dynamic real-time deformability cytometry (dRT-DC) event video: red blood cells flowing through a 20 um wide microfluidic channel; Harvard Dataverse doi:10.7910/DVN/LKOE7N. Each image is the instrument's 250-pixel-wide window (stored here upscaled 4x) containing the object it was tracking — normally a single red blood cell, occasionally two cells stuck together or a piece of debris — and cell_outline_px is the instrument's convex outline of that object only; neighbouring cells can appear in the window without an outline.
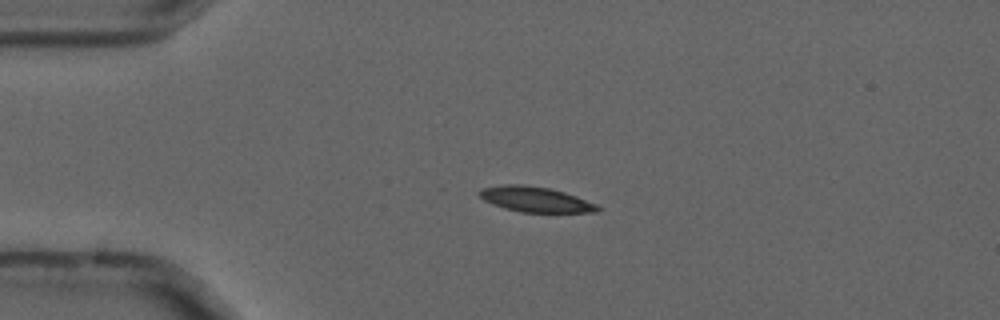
{"species": "common noctule bat (a hibernating species)", "species_latin": "Nyctalus noctula", "temperature_condition": "cold", "stored_images_in_passage": 54, "camera_frame_rate_fps": 3000, "um_per_image_px": 0.085, "animal": {"sex": "male", "forearm_length_mm": 52.5}, "frame": {"image": 1, "passage_image": 12, "time_ms": 3.667, "image_size_px": [1000, 320], "cell_outline_px": [[600, 212], [520, 212], [504, 208], [492, 204], [484, 200], [476, 192], [480, 188], [504, 184], [524, 184], [548, 188], [564, 192], [576, 196], [596, 204], [600, 208]], "centroid_in_image_um": [45.47, 16.94], "position_along_channel_um": 39.5, "area_um2": 17.46}}
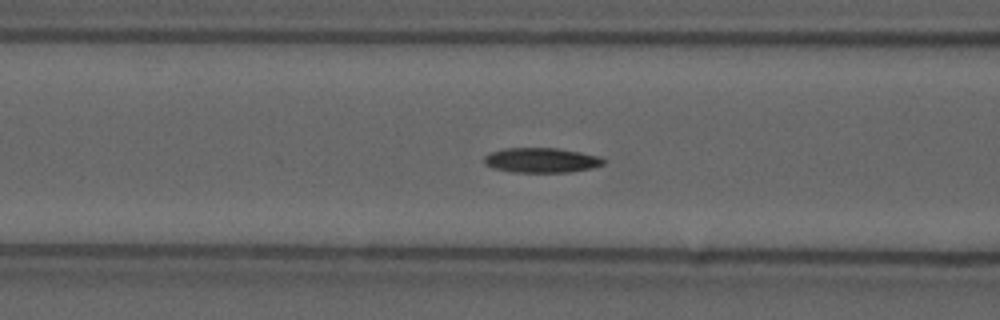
{"frame": {"image": 2, "passage_image": 21, "time_ms": 6.667, "image_size_px": [1000, 320], "cell_outline_px": [[604, 164], [592, 168], [572, 172], [512, 172], [496, 168], [484, 164], [484, 156], [492, 152], [504, 148], [556, 148], [580, 152], [600, 156], [604, 160]], "centroid_in_image_um": [46.04, 13.62], "position_along_channel_um": 120.6, "area_um2": 17.22}}
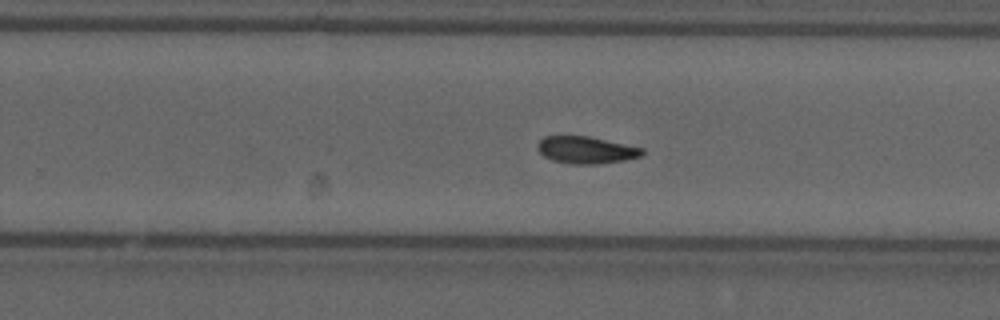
{"frame": {"image": 3, "passage_image": 34, "time_ms": 11.0, "image_size_px": [1000, 320], "cell_outline_px": [[644, 152], [640, 156], [624, 160], [596, 164], [572, 164], [552, 160], [544, 156], [536, 148], [536, 144], [544, 136], [588, 136], [644, 148]], "centroid_in_image_um": [49.79, 12.74], "position_along_channel_um": 280.0, "area_um2": 16.47}, "authors_computed_cell_mechanics": {"area_um2": 16.8487, "velocity_mm_per_s": 3.6857, "shape_relaxation_time_tau1_ms": null, "shape_relaxation_time_tau2_ms": 9.3947, "deformation_change_tau1": null, "deformation_change_tau2": 0.1557}}